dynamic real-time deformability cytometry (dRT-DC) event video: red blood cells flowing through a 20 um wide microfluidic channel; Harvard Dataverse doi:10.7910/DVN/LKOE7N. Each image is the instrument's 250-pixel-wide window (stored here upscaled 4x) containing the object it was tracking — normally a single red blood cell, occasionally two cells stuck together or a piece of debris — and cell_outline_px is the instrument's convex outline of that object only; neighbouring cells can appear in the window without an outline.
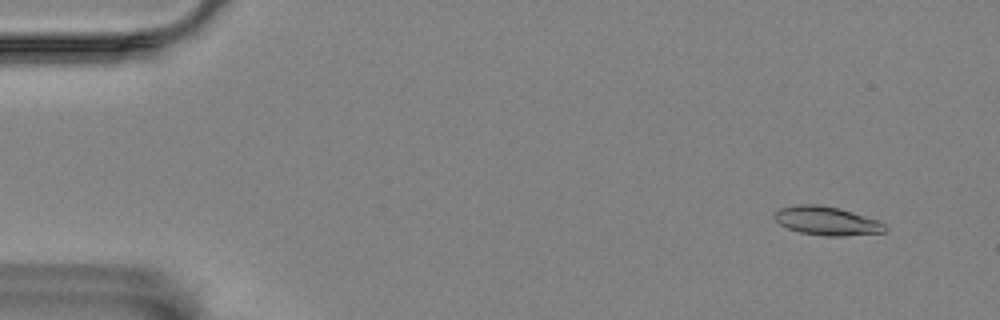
{"species": "Egyptian fruit bat (a non-hibernating species)", "species_latin": "Rousettus aegyptiacus", "temperature_condition": "room temperature", "stored_images_in_passage": 8, "camera_frame_rate_fps": 3000, "um_per_image_px": 0.085, "animal": {"sex": "female"}, "frame": {"image": 1, "passage_image": 2, "time_ms": 1.333, "image_size_px": [1000, 320], "cell_outline_px": [[888, 228], [884, 232], [844, 236], [824, 236], [800, 232], [788, 228], [780, 224], [772, 216], [780, 208], [796, 204], [820, 204], [840, 208], [876, 220], [884, 224]], "centroid_in_image_um": [70.25, 18.77], "position_along_channel_um": 14.7, "area_um2": 18.44}}
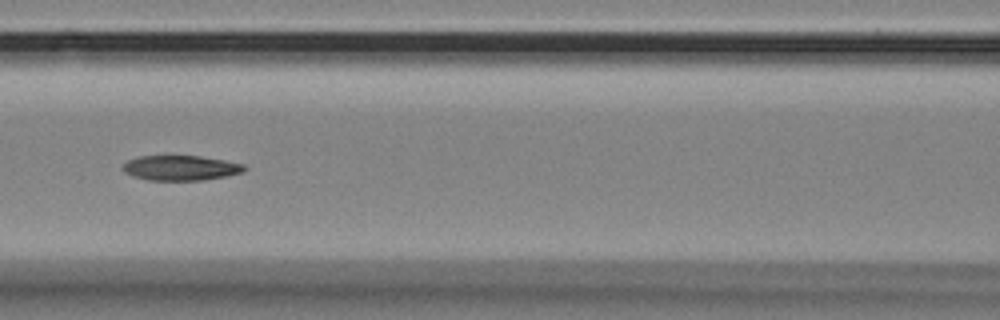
{"frame": {"image": 2, "passage_image": 8, "time_ms": 8.333, "image_size_px": [1000, 320], "cell_outline_px": [[248, 168], [244, 172], [228, 176], [204, 180], [148, 180], [132, 176], [124, 172], [120, 168], [128, 160], [140, 156], [200, 156], [224, 160], [244, 164]], "centroid_in_image_um": [15.38, 14.28], "position_along_channel_um": 151.2, "area_um2": 17.86}}